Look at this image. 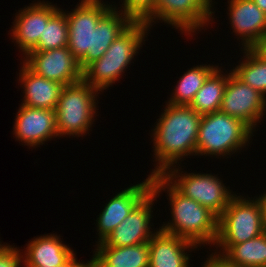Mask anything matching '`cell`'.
<instances>
[{"label":"cell","instance_id":"cell-1","mask_svg":"<svg viewBox=\"0 0 266 267\" xmlns=\"http://www.w3.org/2000/svg\"><path fill=\"white\" fill-rule=\"evenodd\" d=\"M202 115L189 105L167 103L152 131L155 168L151 176L164 174L182 159L196 155L197 138ZM181 160V161H180ZM180 161V162H179Z\"/></svg>","mask_w":266,"mask_h":267},{"label":"cell","instance_id":"cell-2","mask_svg":"<svg viewBox=\"0 0 266 267\" xmlns=\"http://www.w3.org/2000/svg\"><path fill=\"white\" fill-rule=\"evenodd\" d=\"M165 190L170 201L172 221L163 222L159 228L199 248L202 244L214 245L218 235V218L197 201L182 194L163 174L153 175L152 191L159 197Z\"/></svg>","mask_w":266,"mask_h":267},{"label":"cell","instance_id":"cell-3","mask_svg":"<svg viewBox=\"0 0 266 267\" xmlns=\"http://www.w3.org/2000/svg\"><path fill=\"white\" fill-rule=\"evenodd\" d=\"M149 29L146 22H133L113 41L101 58L82 70V80L100 92L115 84L139 53Z\"/></svg>","mask_w":266,"mask_h":267},{"label":"cell","instance_id":"cell-4","mask_svg":"<svg viewBox=\"0 0 266 267\" xmlns=\"http://www.w3.org/2000/svg\"><path fill=\"white\" fill-rule=\"evenodd\" d=\"M235 195L218 218V235L214 246L221 256L231 245L240 244L266 232L261 205L257 199Z\"/></svg>","mask_w":266,"mask_h":267},{"label":"cell","instance_id":"cell-5","mask_svg":"<svg viewBox=\"0 0 266 267\" xmlns=\"http://www.w3.org/2000/svg\"><path fill=\"white\" fill-rule=\"evenodd\" d=\"M253 131L241 120L220 111L202 115L196 147V156L231 155L250 144ZM248 143V144H247ZM241 149V150H240Z\"/></svg>","mask_w":266,"mask_h":267},{"label":"cell","instance_id":"cell-6","mask_svg":"<svg viewBox=\"0 0 266 267\" xmlns=\"http://www.w3.org/2000/svg\"><path fill=\"white\" fill-rule=\"evenodd\" d=\"M98 92L83 80L63 87L55 108L58 137H83L89 132L99 110L96 106Z\"/></svg>","mask_w":266,"mask_h":267},{"label":"cell","instance_id":"cell-7","mask_svg":"<svg viewBox=\"0 0 266 267\" xmlns=\"http://www.w3.org/2000/svg\"><path fill=\"white\" fill-rule=\"evenodd\" d=\"M179 168L172 166L163 175L182 194L197 201L219 218L236 194L217 175L185 173Z\"/></svg>","mask_w":266,"mask_h":267},{"label":"cell","instance_id":"cell-8","mask_svg":"<svg viewBox=\"0 0 266 267\" xmlns=\"http://www.w3.org/2000/svg\"><path fill=\"white\" fill-rule=\"evenodd\" d=\"M113 7L101 0H81L66 14L68 48L83 70L93 62L94 31L98 21Z\"/></svg>","mask_w":266,"mask_h":267},{"label":"cell","instance_id":"cell-9","mask_svg":"<svg viewBox=\"0 0 266 267\" xmlns=\"http://www.w3.org/2000/svg\"><path fill=\"white\" fill-rule=\"evenodd\" d=\"M213 0H156L154 13L145 21L149 28L161 21L191 35L211 24ZM157 19V20H156Z\"/></svg>","mask_w":266,"mask_h":267},{"label":"cell","instance_id":"cell-10","mask_svg":"<svg viewBox=\"0 0 266 267\" xmlns=\"http://www.w3.org/2000/svg\"><path fill=\"white\" fill-rule=\"evenodd\" d=\"M219 111L238 118L255 132L253 129L266 113V97L241 81L231 69Z\"/></svg>","mask_w":266,"mask_h":267},{"label":"cell","instance_id":"cell-11","mask_svg":"<svg viewBox=\"0 0 266 267\" xmlns=\"http://www.w3.org/2000/svg\"><path fill=\"white\" fill-rule=\"evenodd\" d=\"M22 62L36 75L64 86L82 80V69L68 47L29 52Z\"/></svg>","mask_w":266,"mask_h":267},{"label":"cell","instance_id":"cell-12","mask_svg":"<svg viewBox=\"0 0 266 267\" xmlns=\"http://www.w3.org/2000/svg\"><path fill=\"white\" fill-rule=\"evenodd\" d=\"M156 199V194L151 190L103 242L114 247L148 243L156 233L150 227L153 226L150 221L154 217L152 206Z\"/></svg>","mask_w":266,"mask_h":267},{"label":"cell","instance_id":"cell-13","mask_svg":"<svg viewBox=\"0 0 266 267\" xmlns=\"http://www.w3.org/2000/svg\"><path fill=\"white\" fill-rule=\"evenodd\" d=\"M48 2L43 0L31 3L19 10L15 16L10 36L24 57L36 47L43 35L44 25L60 9Z\"/></svg>","mask_w":266,"mask_h":267},{"label":"cell","instance_id":"cell-14","mask_svg":"<svg viewBox=\"0 0 266 267\" xmlns=\"http://www.w3.org/2000/svg\"><path fill=\"white\" fill-rule=\"evenodd\" d=\"M152 190V176L141 183L129 186L118 192L97 217L98 242L104 239L129 215L131 210Z\"/></svg>","mask_w":266,"mask_h":267},{"label":"cell","instance_id":"cell-15","mask_svg":"<svg viewBox=\"0 0 266 267\" xmlns=\"http://www.w3.org/2000/svg\"><path fill=\"white\" fill-rule=\"evenodd\" d=\"M13 134L26 146L38 147L58 137L55 110L20 105L15 117Z\"/></svg>","mask_w":266,"mask_h":267},{"label":"cell","instance_id":"cell-16","mask_svg":"<svg viewBox=\"0 0 266 267\" xmlns=\"http://www.w3.org/2000/svg\"><path fill=\"white\" fill-rule=\"evenodd\" d=\"M229 22L242 49H254L266 39V14L253 0H228Z\"/></svg>","mask_w":266,"mask_h":267},{"label":"cell","instance_id":"cell-17","mask_svg":"<svg viewBox=\"0 0 266 267\" xmlns=\"http://www.w3.org/2000/svg\"><path fill=\"white\" fill-rule=\"evenodd\" d=\"M155 231L148 242L149 267H190L191 256L185 251L192 252L198 246L160 228Z\"/></svg>","mask_w":266,"mask_h":267},{"label":"cell","instance_id":"cell-18","mask_svg":"<svg viewBox=\"0 0 266 267\" xmlns=\"http://www.w3.org/2000/svg\"><path fill=\"white\" fill-rule=\"evenodd\" d=\"M60 235L47 234L29 241L23 255L24 266L56 267L64 265L73 255L68 245L60 239Z\"/></svg>","mask_w":266,"mask_h":267},{"label":"cell","instance_id":"cell-19","mask_svg":"<svg viewBox=\"0 0 266 267\" xmlns=\"http://www.w3.org/2000/svg\"><path fill=\"white\" fill-rule=\"evenodd\" d=\"M20 85L24 91L22 105L55 110L64 85L36 75L24 63L19 70Z\"/></svg>","mask_w":266,"mask_h":267},{"label":"cell","instance_id":"cell-20","mask_svg":"<svg viewBox=\"0 0 266 267\" xmlns=\"http://www.w3.org/2000/svg\"><path fill=\"white\" fill-rule=\"evenodd\" d=\"M96 246L88 267H149L148 243L114 247L101 241Z\"/></svg>","mask_w":266,"mask_h":267},{"label":"cell","instance_id":"cell-21","mask_svg":"<svg viewBox=\"0 0 266 267\" xmlns=\"http://www.w3.org/2000/svg\"><path fill=\"white\" fill-rule=\"evenodd\" d=\"M113 7L98 21L95 28L93 61L101 58L113 41L133 23L127 15L117 10L115 4Z\"/></svg>","mask_w":266,"mask_h":267},{"label":"cell","instance_id":"cell-22","mask_svg":"<svg viewBox=\"0 0 266 267\" xmlns=\"http://www.w3.org/2000/svg\"><path fill=\"white\" fill-rule=\"evenodd\" d=\"M224 74L221 68L218 67L195 94L189 107L194 109L199 115L218 112L229 78L228 72Z\"/></svg>","mask_w":266,"mask_h":267},{"label":"cell","instance_id":"cell-23","mask_svg":"<svg viewBox=\"0 0 266 267\" xmlns=\"http://www.w3.org/2000/svg\"><path fill=\"white\" fill-rule=\"evenodd\" d=\"M220 257L235 267H266V232L243 243L231 245Z\"/></svg>","mask_w":266,"mask_h":267},{"label":"cell","instance_id":"cell-24","mask_svg":"<svg viewBox=\"0 0 266 267\" xmlns=\"http://www.w3.org/2000/svg\"><path fill=\"white\" fill-rule=\"evenodd\" d=\"M204 65V66H203ZM201 64L187 70L182 76L175 89L171 93V98L166 103L174 105H190L195 94L203 86L208 77L218 68L213 64Z\"/></svg>","mask_w":266,"mask_h":267},{"label":"cell","instance_id":"cell-25","mask_svg":"<svg viewBox=\"0 0 266 267\" xmlns=\"http://www.w3.org/2000/svg\"><path fill=\"white\" fill-rule=\"evenodd\" d=\"M244 61H241L232 72L244 83L266 96V60L254 49H244Z\"/></svg>","mask_w":266,"mask_h":267},{"label":"cell","instance_id":"cell-26","mask_svg":"<svg viewBox=\"0 0 266 267\" xmlns=\"http://www.w3.org/2000/svg\"><path fill=\"white\" fill-rule=\"evenodd\" d=\"M68 46V24L63 9H59L44 25L43 35L31 52H41Z\"/></svg>","mask_w":266,"mask_h":267},{"label":"cell","instance_id":"cell-27","mask_svg":"<svg viewBox=\"0 0 266 267\" xmlns=\"http://www.w3.org/2000/svg\"><path fill=\"white\" fill-rule=\"evenodd\" d=\"M120 9L133 22H145L153 13L156 0H121Z\"/></svg>","mask_w":266,"mask_h":267},{"label":"cell","instance_id":"cell-28","mask_svg":"<svg viewBox=\"0 0 266 267\" xmlns=\"http://www.w3.org/2000/svg\"><path fill=\"white\" fill-rule=\"evenodd\" d=\"M22 251V252H20ZM23 250L0 241V267H21Z\"/></svg>","mask_w":266,"mask_h":267},{"label":"cell","instance_id":"cell-29","mask_svg":"<svg viewBox=\"0 0 266 267\" xmlns=\"http://www.w3.org/2000/svg\"><path fill=\"white\" fill-rule=\"evenodd\" d=\"M206 259L202 267H235L228 264L222 257L215 255L213 252Z\"/></svg>","mask_w":266,"mask_h":267},{"label":"cell","instance_id":"cell-30","mask_svg":"<svg viewBox=\"0 0 266 267\" xmlns=\"http://www.w3.org/2000/svg\"><path fill=\"white\" fill-rule=\"evenodd\" d=\"M76 253L64 264L61 266H56V267H88V261L87 263L84 262H77L78 260L76 259L77 257ZM25 267H46V266H25Z\"/></svg>","mask_w":266,"mask_h":267},{"label":"cell","instance_id":"cell-31","mask_svg":"<svg viewBox=\"0 0 266 267\" xmlns=\"http://www.w3.org/2000/svg\"><path fill=\"white\" fill-rule=\"evenodd\" d=\"M260 205H261V209H262V212H263V219H264V222H265V225H266V192H263V194L259 195V197H255Z\"/></svg>","mask_w":266,"mask_h":267},{"label":"cell","instance_id":"cell-32","mask_svg":"<svg viewBox=\"0 0 266 267\" xmlns=\"http://www.w3.org/2000/svg\"><path fill=\"white\" fill-rule=\"evenodd\" d=\"M254 50L264 59L266 60V39L261 41Z\"/></svg>","mask_w":266,"mask_h":267},{"label":"cell","instance_id":"cell-33","mask_svg":"<svg viewBox=\"0 0 266 267\" xmlns=\"http://www.w3.org/2000/svg\"><path fill=\"white\" fill-rule=\"evenodd\" d=\"M253 1L266 14V0H253Z\"/></svg>","mask_w":266,"mask_h":267}]
</instances>
